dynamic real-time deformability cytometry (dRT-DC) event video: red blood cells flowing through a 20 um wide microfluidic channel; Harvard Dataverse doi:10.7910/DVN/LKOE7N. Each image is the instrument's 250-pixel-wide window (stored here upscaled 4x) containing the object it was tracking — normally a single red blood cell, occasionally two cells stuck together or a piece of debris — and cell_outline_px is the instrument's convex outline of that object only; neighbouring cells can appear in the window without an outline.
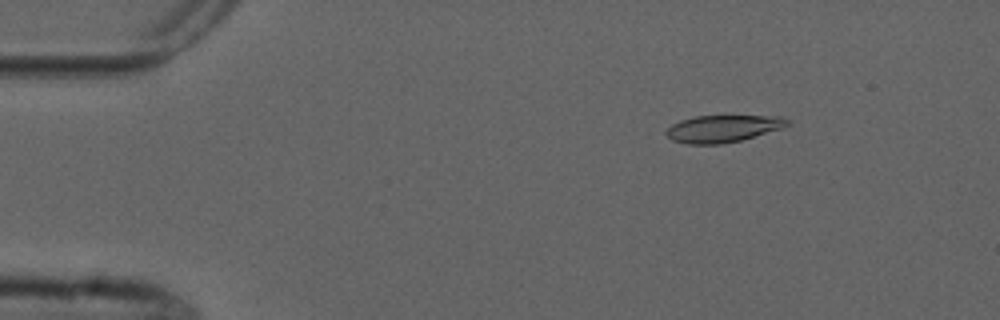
{"species": "common noctule bat (a hibernating species)", "species_latin": "Nyctalus noctula", "temperature_condition": "cold", "stored_images_in_passage": 4, "camera_frame_rate_fps": 3000, "um_per_image_px": 0.085, "animal": {"sex": "male", "forearm_length_mm": 52.5}, "frame": {"image": 1, "passage_image": 2, "time_ms": 1.0, "image_size_px": [1000, 320], "cell_outline_px": [[788, 124], [780, 128], [740, 140], [720, 144], [688, 144], [672, 140], [664, 132], [672, 124], [680, 120], [696, 116], [780, 116], [788, 120]], "centroid_in_image_um": [61.38, 10.93], "position_along_channel_um": 23.6, "area_um2": 18.79}}
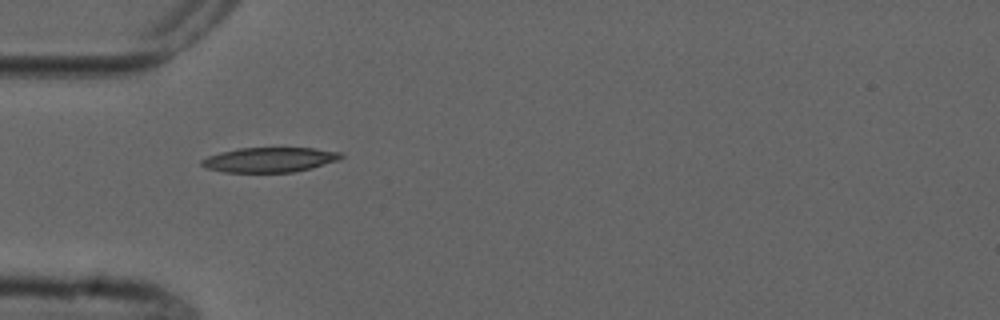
{"frame": {"image": 2, "passage_image": 4, "time_ms": 4.0, "image_size_px": [1000, 320], "cell_outline_px": [[344, 156], [340, 160], [312, 168], [292, 172], [224, 172], [208, 168], [200, 164], [200, 160], [208, 156], [220, 152], [236, 148], [312, 148], [340, 152]], "centroid_in_image_um": [22.92, 13.57], "position_along_channel_um": 62.1, "area_um2": 20.17}}